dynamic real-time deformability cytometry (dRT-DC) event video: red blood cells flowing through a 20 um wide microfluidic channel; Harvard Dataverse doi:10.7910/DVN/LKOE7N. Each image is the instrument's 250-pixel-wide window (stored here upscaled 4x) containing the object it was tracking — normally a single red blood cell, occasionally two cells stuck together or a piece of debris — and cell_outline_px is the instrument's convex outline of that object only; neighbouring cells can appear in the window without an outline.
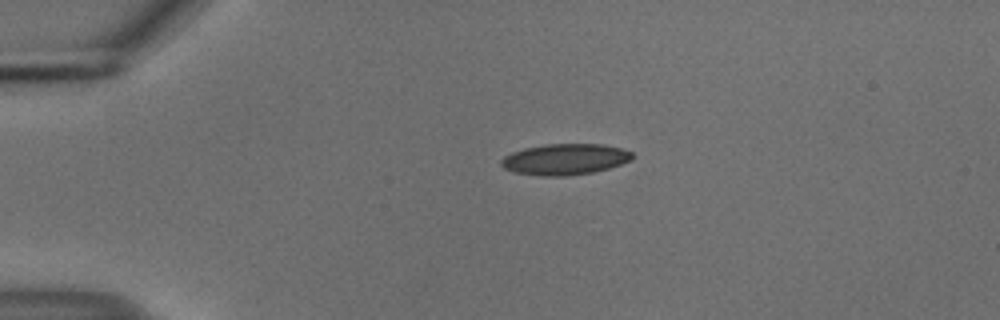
{"species": "common noctule bat (a hibernating species)", "species_latin": "Nyctalus noctula", "temperature_condition": "cold", "stored_images_in_passage": 5, "camera_frame_rate_fps": 3000, "um_per_image_px": 0.085, "animal": {"sex": "male", "body_mass_g": 18.8}, "frame": {"image": 1, "passage_image": 1, "time_ms": 0.0, "image_size_px": [1000, 320], "cell_outline_px": [[636, 156], [632, 160], [608, 168], [592, 172], [568, 176], [540, 176], [516, 172], [504, 168], [500, 164], [500, 160], [504, 156], [512, 152], [524, 148], [544, 144], [604, 144], [620, 148], [632, 152]], "centroid_in_image_um": [48.03, 13.53], "position_along_channel_um": 37.0, "area_um2": 23.81}}